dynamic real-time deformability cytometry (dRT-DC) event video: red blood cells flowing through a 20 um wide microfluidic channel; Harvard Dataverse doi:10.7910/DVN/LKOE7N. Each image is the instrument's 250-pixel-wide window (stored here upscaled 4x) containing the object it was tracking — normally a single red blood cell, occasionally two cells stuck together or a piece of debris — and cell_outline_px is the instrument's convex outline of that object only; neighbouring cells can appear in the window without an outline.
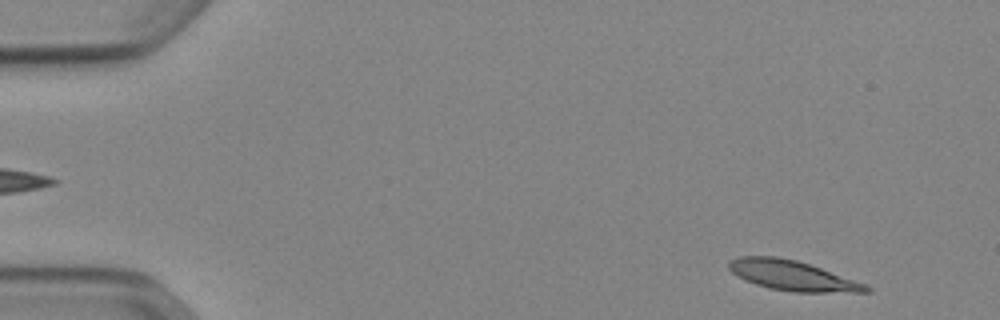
{"species": "Egyptian fruit bat (a non-hibernating species)", "species_latin": "Rousettus aegyptiacus", "temperature_condition": "cold", "stored_images_in_passage": 51, "camera_frame_rate_fps": 3000, "um_per_image_px": 0.085, "animal": {"sex": "female"}, "frame": {"image": 1, "passage_image": 3, "time_ms": 0.667, "image_size_px": [1000, 320], "cell_outline_px": [[872, 292], [792, 292], [768, 288], [756, 284], [732, 272], [728, 268], [728, 264], [732, 260], [740, 256], [776, 256], [796, 260], [820, 268], [864, 284], [872, 288]], "centroid_in_image_um": [67.34, 23.43], "position_along_channel_um": 17.7, "area_um2": 23.47}}
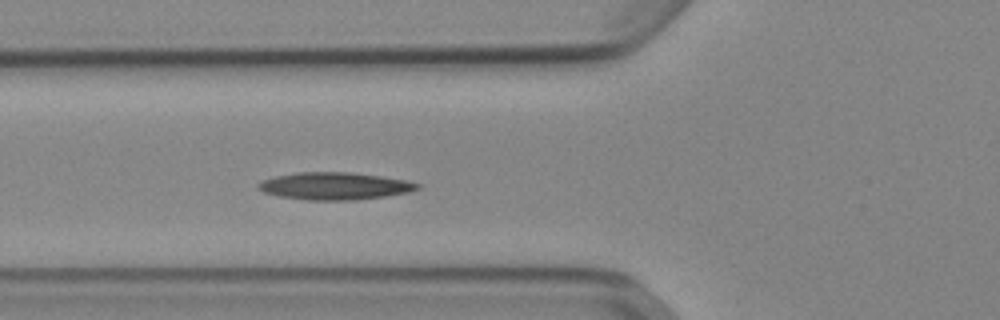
{"frame": {"image": 2, "passage_image": 18, "time_ms": 5.667, "image_size_px": [1000, 320], "cell_outline_px": [[420, 188], [408, 192], [384, 196], [352, 200], [308, 200], [280, 196], [264, 192], [256, 188], [256, 184], [264, 180], [276, 176], [296, 172], [348, 172], [380, 176], [404, 180], [420, 184]], "centroid_in_image_um": [28.41, 15.81], "position_along_channel_um": 97.4, "area_um2": 25.09}}
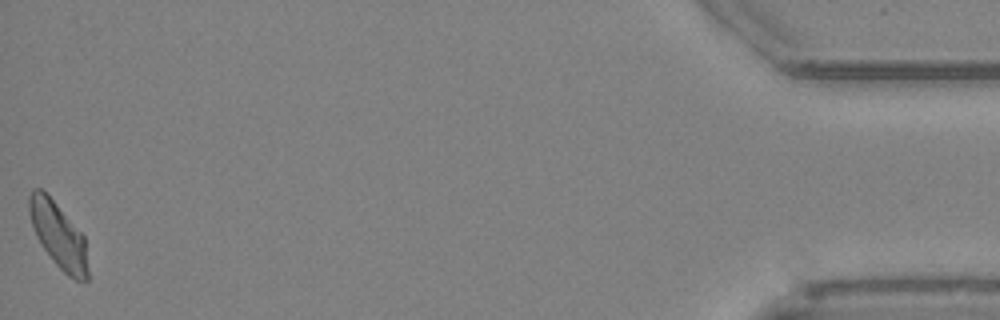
{"frame": {"image": 3, "passage_image": 51, "time_ms": 16.667, "image_size_px": [1000, 320], "cell_outline_px": [[88, 280], [76, 280], [68, 276], [56, 264], [44, 248], [36, 236], [28, 212], [28, 196], [32, 188], [40, 188], [56, 204], [84, 236], [88, 272]], "centroid_in_image_um": [4.94, 19.99], "position_along_channel_um": 430.3, "area_um2": 21.96}, "authors_computed_cell_mechanics": {"area_um2": 23.5246, "velocity_mm_per_s": 3.8499, "shape_relaxation_time_tau1_ms": null, "shape_relaxation_time_tau2_ms": 5.4963, "deformation_change_tau1": null, "deformation_change_tau2": 0.1262}}